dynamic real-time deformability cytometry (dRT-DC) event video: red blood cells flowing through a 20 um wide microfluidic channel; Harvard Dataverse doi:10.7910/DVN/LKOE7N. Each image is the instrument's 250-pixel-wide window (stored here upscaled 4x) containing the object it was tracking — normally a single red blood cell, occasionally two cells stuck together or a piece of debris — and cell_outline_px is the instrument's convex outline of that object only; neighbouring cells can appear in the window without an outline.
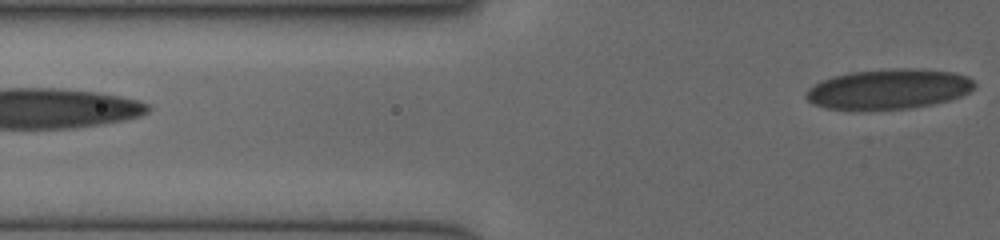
{"species": "human", "species_latin": "Homo sapiens", "temperature_condition": "cold", "stored_images_in_passage": 2, "camera_frame_rate_fps": 3000, "um_per_image_px": 0.085, "donor": {"sex": "female"}, "frame": {"image": 1, "passage_image": 2, "time_ms": 1.333, "image_size_px": [1000, 240], "cell_outline_px": [[976, 84], [968, 92], [960, 96], [948, 100], [932, 104], [908, 108], [828, 108], [812, 104], [804, 96], [808, 88], [812, 84], [820, 80], [832, 76], [848, 72], [892, 68], [916, 68], [952, 72], [968, 76]], "centroid_in_image_um": [75.5, 7.53], "position_along_channel_um": 50.3, "area_um2": 39.02}}